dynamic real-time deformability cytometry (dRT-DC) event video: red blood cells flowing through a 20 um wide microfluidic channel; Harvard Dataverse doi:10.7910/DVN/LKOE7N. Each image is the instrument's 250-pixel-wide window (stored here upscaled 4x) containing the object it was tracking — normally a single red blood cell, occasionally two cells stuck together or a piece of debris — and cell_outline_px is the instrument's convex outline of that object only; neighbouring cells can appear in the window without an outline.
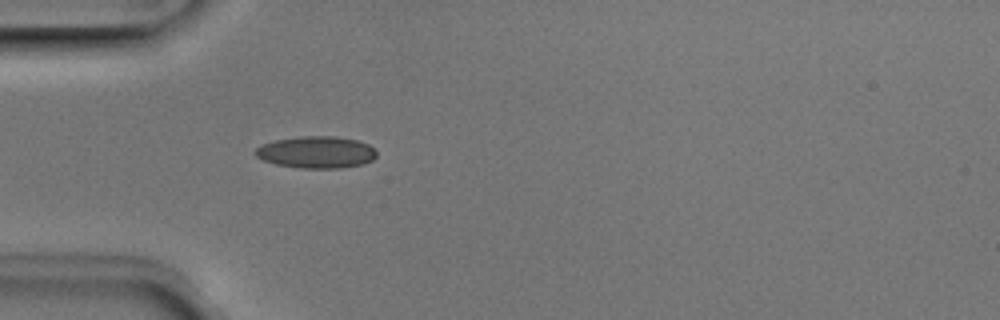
{"species": "Egyptian fruit bat (a non-hibernating species)", "species_latin": "Rousettus aegyptiacus", "temperature_condition": "room temperature", "stored_images_in_passage": 2, "camera_frame_rate_fps": 3000, "um_per_image_px": 0.085, "animal": {"sex": "male"}, "frame": {"image": 1, "passage_image": 2, "time_ms": 0.333, "image_size_px": [1000, 320], "cell_outline_px": [[376, 156], [372, 160], [364, 164], [340, 168], [300, 168], [276, 164], [264, 160], [256, 156], [252, 152], [260, 144], [276, 140], [300, 136], [336, 136], [356, 140], [368, 144], [376, 148]], "centroid_in_image_um": [26.89, 12.93], "position_along_channel_um": 58.1, "area_um2": 22.72}}